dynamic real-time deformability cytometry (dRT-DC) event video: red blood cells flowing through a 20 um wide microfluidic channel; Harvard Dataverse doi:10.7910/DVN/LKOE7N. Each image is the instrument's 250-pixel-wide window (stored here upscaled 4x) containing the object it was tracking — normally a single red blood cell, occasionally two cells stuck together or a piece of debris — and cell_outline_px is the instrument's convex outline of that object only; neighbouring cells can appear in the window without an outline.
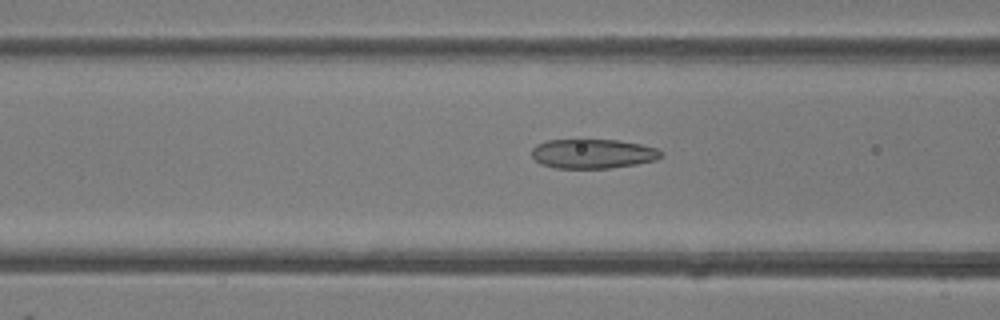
{"species": "common noctule bat (a hibernating species)", "species_latin": "Nyctalus noctula", "temperature_condition": "room temperature", "stored_images_in_passage": 35, "camera_frame_rate_fps": 3000, "um_per_image_px": 0.085, "animal": {"sex": "female"}, "frame": {"image": 1, "passage_image": 9, "time_ms": 2.667, "image_size_px": [1000, 320], "cell_outline_px": [[664, 156], [656, 160], [636, 164], [608, 168], [556, 168], [540, 164], [532, 156], [532, 148], [536, 144], [548, 140], [580, 136], [620, 140], [640, 144], [656, 148], [664, 152]], "centroid_in_image_um": [50.37, 13.01], "position_along_channel_um": 116.2, "area_um2": 23.29}}
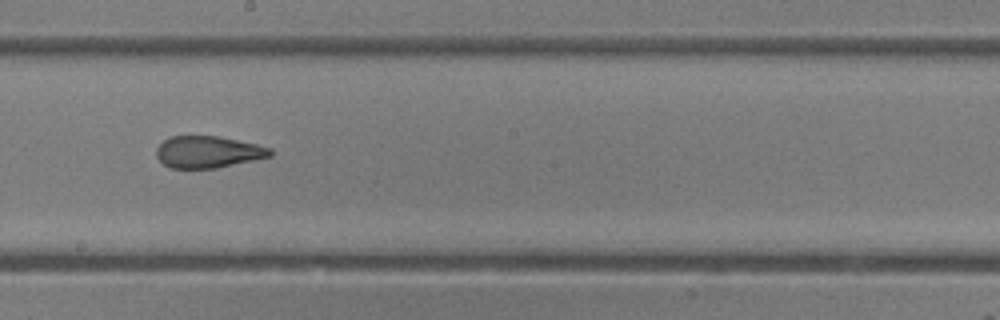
{"frame": {"image": 2, "passage_image": 17, "time_ms": 5.333, "image_size_px": [1000, 320], "cell_outline_px": [[272, 156], [216, 168], [168, 168], [156, 156], [156, 148], [164, 140], [172, 136], [216, 136], [256, 144], [272, 148]], "centroid_in_image_um": [17.67, 12.92], "position_along_channel_um": 230.5, "area_um2": 20.98}}
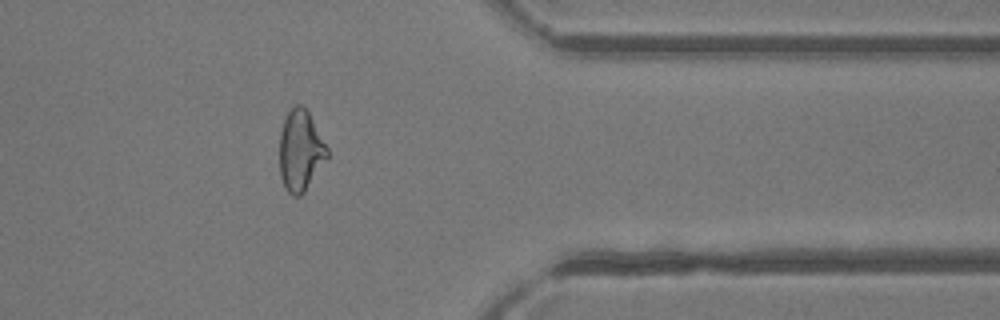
{"frame": {"image": 3, "passage_image": 29, "time_ms": 9.333, "image_size_px": [1000, 320], "cell_outline_px": [[328, 156], [304, 192], [300, 196], [292, 196], [284, 188], [280, 176], [280, 132], [284, 120], [288, 112], [296, 104], [300, 104], [308, 112], [328, 148]], "centroid_in_image_um": [25.52, 12.83], "position_along_channel_um": 385.9, "area_um2": 22.2}, "authors_computed_cell_mechanics": {"area_um2": 22.5998, "velocity_mm_per_s": 4.2732, "shape_relaxation_time_tau1_ms": 6.5942, "shape_relaxation_time_tau2_ms": 1.1259, "deformation_change_tau1": 0.1983, "deformation_change_tau2": 0.088}}